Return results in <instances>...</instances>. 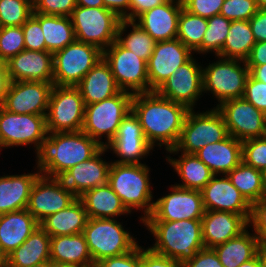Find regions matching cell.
Listing matches in <instances>:
<instances>
[{
	"label": "cell",
	"mask_w": 266,
	"mask_h": 267,
	"mask_svg": "<svg viewBox=\"0 0 266 267\" xmlns=\"http://www.w3.org/2000/svg\"><path fill=\"white\" fill-rule=\"evenodd\" d=\"M33 14V0H0V27L22 26Z\"/></svg>",
	"instance_id": "obj_42"
},
{
	"label": "cell",
	"mask_w": 266,
	"mask_h": 267,
	"mask_svg": "<svg viewBox=\"0 0 266 267\" xmlns=\"http://www.w3.org/2000/svg\"><path fill=\"white\" fill-rule=\"evenodd\" d=\"M245 62L247 65L266 64V41L256 42Z\"/></svg>",
	"instance_id": "obj_56"
},
{
	"label": "cell",
	"mask_w": 266,
	"mask_h": 267,
	"mask_svg": "<svg viewBox=\"0 0 266 267\" xmlns=\"http://www.w3.org/2000/svg\"><path fill=\"white\" fill-rule=\"evenodd\" d=\"M118 87L132 94L149 92L147 62L116 40L103 51Z\"/></svg>",
	"instance_id": "obj_13"
},
{
	"label": "cell",
	"mask_w": 266,
	"mask_h": 267,
	"mask_svg": "<svg viewBox=\"0 0 266 267\" xmlns=\"http://www.w3.org/2000/svg\"><path fill=\"white\" fill-rule=\"evenodd\" d=\"M104 8L113 11L120 19L129 20V0H103Z\"/></svg>",
	"instance_id": "obj_57"
},
{
	"label": "cell",
	"mask_w": 266,
	"mask_h": 267,
	"mask_svg": "<svg viewBox=\"0 0 266 267\" xmlns=\"http://www.w3.org/2000/svg\"><path fill=\"white\" fill-rule=\"evenodd\" d=\"M79 198L88 218L117 219L121 215L131 214L108 183L86 191Z\"/></svg>",
	"instance_id": "obj_33"
},
{
	"label": "cell",
	"mask_w": 266,
	"mask_h": 267,
	"mask_svg": "<svg viewBox=\"0 0 266 267\" xmlns=\"http://www.w3.org/2000/svg\"><path fill=\"white\" fill-rule=\"evenodd\" d=\"M83 234L95 266L105 258L123 255L138 245L137 238L117 219L88 218Z\"/></svg>",
	"instance_id": "obj_5"
},
{
	"label": "cell",
	"mask_w": 266,
	"mask_h": 267,
	"mask_svg": "<svg viewBox=\"0 0 266 267\" xmlns=\"http://www.w3.org/2000/svg\"><path fill=\"white\" fill-rule=\"evenodd\" d=\"M96 267H141V246L138 244L123 255L105 258Z\"/></svg>",
	"instance_id": "obj_51"
},
{
	"label": "cell",
	"mask_w": 266,
	"mask_h": 267,
	"mask_svg": "<svg viewBox=\"0 0 266 267\" xmlns=\"http://www.w3.org/2000/svg\"><path fill=\"white\" fill-rule=\"evenodd\" d=\"M263 180H264V185L266 187V169L263 171Z\"/></svg>",
	"instance_id": "obj_66"
},
{
	"label": "cell",
	"mask_w": 266,
	"mask_h": 267,
	"mask_svg": "<svg viewBox=\"0 0 266 267\" xmlns=\"http://www.w3.org/2000/svg\"><path fill=\"white\" fill-rule=\"evenodd\" d=\"M170 193L154 202L152 213L143 221H178L202 219L205 213L200 190L174 185Z\"/></svg>",
	"instance_id": "obj_14"
},
{
	"label": "cell",
	"mask_w": 266,
	"mask_h": 267,
	"mask_svg": "<svg viewBox=\"0 0 266 267\" xmlns=\"http://www.w3.org/2000/svg\"><path fill=\"white\" fill-rule=\"evenodd\" d=\"M76 199L60 178L40 174L31 188L26 209L40 223L47 216L68 207Z\"/></svg>",
	"instance_id": "obj_17"
},
{
	"label": "cell",
	"mask_w": 266,
	"mask_h": 267,
	"mask_svg": "<svg viewBox=\"0 0 266 267\" xmlns=\"http://www.w3.org/2000/svg\"><path fill=\"white\" fill-rule=\"evenodd\" d=\"M255 0H225L222 4L220 15L228 20L249 21L257 12Z\"/></svg>",
	"instance_id": "obj_45"
},
{
	"label": "cell",
	"mask_w": 266,
	"mask_h": 267,
	"mask_svg": "<svg viewBox=\"0 0 266 267\" xmlns=\"http://www.w3.org/2000/svg\"><path fill=\"white\" fill-rule=\"evenodd\" d=\"M196 60L192 57L180 66L155 91L168 100L183 104L188 109H194L199 98L203 96L204 65L201 66Z\"/></svg>",
	"instance_id": "obj_16"
},
{
	"label": "cell",
	"mask_w": 266,
	"mask_h": 267,
	"mask_svg": "<svg viewBox=\"0 0 266 267\" xmlns=\"http://www.w3.org/2000/svg\"><path fill=\"white\" fill-rule=\"evenodd\" d=\"M216 108L224 118L229 135L237 140L266 136V114L244 98L226 100Z\"/></svg>",
	"instance_id": "obj_15"
},
{
	"label": "cell",
	"mask_w": 266,
	"mask_h": 267,
	"mask_svg": "<svg viewBox=\"0 0 266 267\" xmlns=\"http://www.w3.org/2000/svg\"><path fill=\"white\" fill-rule=\"evenodd\" d=\"M0 267H4V258L0 254Z\"/></svg>",
	"instance_id": "obj_65"
},
{
	"label": "cell",
	"mask_w": 266,
	"mask_h": 267,
	"mask_svg": "<svg viewBox=\"0 0 266 267\" xmlns=\"http://www.w3.org/2000/svg\"><path fill=\"white\" fill-rule=\"evenodd\" d=\"M55 267H82L77 265H63V266H55Z\"/></svg>",
	"instance_id": "obj_67"
},
{
	"label": "cell",
	"mask_w": 266,
	"mask_h": 267,
	"mask_svg": "<svg viewBox=\"0 0 266 267\" xmlns=\"http://www.w3.org/2000/svg\"><path fill=\"white\" fill-rule=\"evenodd\" d=\"M27 209L0 215V254L5 259L39 227Z\"/></svg>",
	"instance_id": "obj_26"
},
{
	"label": "cell",
	"mask_w": 266,
	"mask_h": 267,
	"mask_svg": "<svg viewBox=\"0 0 266 267\" xmlns=\"http://www.w3.org/2000/svg\"><path fill=\"white\" fill-rule=\"evenodd\" d=\"M84 104L101 102L118 94V87L109 64L101 58L95 66L87 72L84 78L76 85Z\"/></svg>",
	"instance_id": "obj_28"
},
{
	"label": "cell",
	"mask_w": 266,
	"mask_h": 267,
	"mask_svg": "<svg viewBox=\"0 0 266 267\" xmlns=\"http://www.w3.org/2000/svg\"><path fill=\"white\" fill-rule=\"evenodd\" d=\"M228 136L224 118L216 107L200 113L189 109L177 145L165 152L195 154L207 144L222 141Z\"/></svg>",
	"instance_id": "obj_6"
},
{
	"label": "cell",
	"mask_w": 266,
	"mask_h": 267,
	"mask_svg": "<svg viewBox=\"0 0 266 267\" xmlns=\"http://www.w3.org/2000/svg\"><path fill=\"white\" fill-rule=\"evenodd\" d=\"M43 31L46 51L54 54L75 40L72 20L69 16L45 15L33 12Z\"/></svg>",
	"instance_id": "obj_36"
},
{
	"label": "cell",
	"mask_w": 266,
	"mask_h": 267,
	"mask_svg": "<svg viewBox=\"0 0 266 267\" xmlns=\"http://www.w3.org/2000/svg\"><path fill=\"white\" fill-rule=\"evenodd\" d=\"M51 237L39 226L4 259V267H31L50 260Z\"/></svg>",
	"instance_id": "obj_31"
},
{
	"label": "cell",
	"mask_w": 266,
	"mask_h": 267,
	"mask_svg": "<svg viewBox=\"0 0 266 267\" xmlns=\"http://www.w3.org/2000/svg\"><path fill=\"white\" fill-rule=\"evenodd\" d=\"M149 181L150 168L146 163H117L111 160L108 184L130 213L133 210L143 212L140 221L152 213L154 206L152 183Z\"/></svg>",
	"instance_id": "obj_4"
},
{
	"label": "cell",
	"mask_w": 266,
	"mask_h": 267,
	"mask_svg": "<svg viewBox=\"0 0 266 267\" xmlns=\"http://www.w3.org/2000/svg\"><path fill=\"white\" fill-rule=\"evenodd\" d=\"M10 79L7 71V62L0 60V106H2Z\"/></svg>",
	"instance_id": "obj_58"
},
{
	"label": "cell",
	"mask_w": 266,
	"mask_h": 267,
	"mask_svg": "<svg viewBox=\"0 0 266 267\" xmlns=\"http://www.w3.org/2000/svg\"><path fill=\"white\" fill-rule=\"evenodd\" d=\"M75 0H33V12L45 15L71 16Z\"/></svg>",
	"instance_id": "obj_46"
},
{
	"label": "cell",
	"mask_w": 266,
	"mask_h": 267,
	"mask_svg": "<svg viewBox=\"0 0 266 267\" xmlns=\"http://www.w3.org/2000/svg\"><path fill=\"white\" fill-rule=\"evenodd\" d=\"M226 175L251 205L266 197V187L262 171L242 161Z\"/></svg>",
	"instance_id": "obj_37"
},
{
	"label": "cell",
	"mask_w": 266,
	"mask_h": 267,
	"mask_svg": "<svg viewBox=\"0 0 266 267\" xmlns=\"http://www.w3.org/2000/svg\"><path fill=\"white\" fill-rule=\"evenodd\" d=\"M133 94L121 90L101 102L85 105L82 132L105 147L116 135L122 119L131 111ZM106 137V141L102 138Z\"/></svg>",
	"instance_id": "obj_7"
},
{
	"label": "cell",
	"mask_w": 266,
	"mask_h": 267,
	"mask_svg": "<svg viewBox=\"0 0 266 267\" xmlns=\"http://www.w3.org/2000/svg\"><path fill=\"white\" fill-rule=\"evenodd\" d=\"M101 58L103 51L97 46L75 39L53 54V84L76 86Z\"/></svg>",
	"instance_id": "obj_10"
},
{
	"label": "cell",
	"mask_w": 266,
	"mask_h": 267,
	"mask_svg": "<svg viewBox=\"0 0 266 267\" xmlns=\"http://www.w3.org/2000/svg\"><path fill=\"white\" fill-rule=\"evenodd\" d=\"M76 5L84 7H104L103 0H75Z\"/></svg>",
	"instance_id": "obj_60"
},
{
	"label": "cell",
	"mask_w": 266,
	"mask_h": 267,
	"mask_svg": "<svg viewBox=\"0 0 266 267\" xmlns=\"http://www.w3.org/2000/svg\"><path fill=\"white\" fill-rule=\"evenodd\" d=\"M178 38L157 41L154 51L147 62L149 92L155 91L167 78L194 54Z\"/></svg>",
	"instance_id": "obj_20"
},
{
	"label": "cell",
	"mask_w": 266,
	"mask_h": 267,
	"mask_svg": "<svg viewBox=\"0 0 266 267\" xmlns=\"http://www.w3.org/2000/svg\"><path fill=\"white\" fill-rule=\"evenodd\" d=\"M249 227L257 236L260 243H266V197L254 202L251 205Z\"/></svg>",
	"instance_id": "obj_49"
},
{
	"label": "cell",
	"mask_w": 266,
	"mask_h": 267,
	"mask_svg": "<svg viewBox=\"0 0 266 267\" xmlns=\"http://www.w3.org/2000/svg\"><path fill=\"white\" fill-rule=\"evenodd\" d=\"M248 230L250 227L238 236L213 248L223 267H238L256 256L260 242L257 236Z\"/></svg>",
	"instance_id": "obj_35"
},
{
	"label": "cell",
	"mask_w": 266,
	"mask_h": 267,
	"mask_svg": "<svg viewBox=\"0 0 266 267\" xmlns=\"http://www.w3.org/2000/svg\"><path fill=\"white\" fill-rule=\"evenodd\" d=\"M141 246V267H182L175 259L159 255Z\"/></svg>",
	"instance_id": "obj_53"
},
{
	"label": "cell",
	"mask_w": 266,
	"mask_h": 267,
	"mask_svg": "<svg viewBox=\"0 0 266 267\" xmlns=\"http://www.w3.org/2000/svg\"><path fill=\"white\" fill-rule=\"evenodd\" d=\"M105 148L120 158L112 162L141 164V160L155 147L145 138L139 119L131 110L122 119L116 135Z\"/></svg>",
	"instance_id": "obj_18"
},
{
	"label": "cell",
	"mask_w": 266,
	"mask_h": 267,
	"mask_svg": "<svg viewBox=\"0 0 266 267\" xmlns=\"http://www.w3.org/2000/svg\"><path fill=\"white\" fill-rule=\"evenodd\" d=\"M249 24L255 41H266V9L258 8L256 14L249 20Z\"/></svg>",
	"instance_id": "obj_54"
},
{
	"label": "cell",
	"mask_w": 266,
	"mask_h": 267,
	"mask_svg": "<svg viewBox=\"0 0 266 267\" xmlns=\"http://www.w3.org/2000/svg\"><path fill=\"white\" fill-rule=\"evenodd\" d=\"M56 265L51 261H46L44 263H41V264H37V265H34V266H31V267H55Z\"/></svg>",
	"instance_id": "obj_63"
},
{
	"label": "cell",
	"mask_w": 266,
	"mask_h": 267,
	"mask_svg": "<svg viewBox=\"0 0 266 267\" xmlns=\"http://www.w3.org/2000/svg\"><path fill=\"white\" fill-rule=\"evenodd\" d=\"M128 27H132V30L125 34ZM116 41L146 62L152 55L156 44V41L138 23L128 19H121L117 28Z\"/></svg>",
	"instance_id": "obj_39"
},
{
	"label": "cell",
	"mask_w": 266,
	"mask_h": 267,
	"mask_svg": "<svg viewBox=\"0 0 266 267\" xmlns=\"http://www.w3.org/2000/svg\"><path fill=\"white\" fill-rule=\"evenodd\" d=\"M238 267H261V265H260L258 256L256 255L254 258H252L251 260L245 263H242Z\"/></svg>",
	"instance_id": "obj_62"
},
{
	"label": "cell",
	"mask_w": 266,
	"mask_h": 267,
	"mask_svg": "<svg viewBox=\"0 0 266 267\" xmlns=\"http://www.w3.org/2000/svg\"><path fill=\"white\" fill-rule=\"evenodd\" d=\"M84 114V100L76 86H53L46 113L48 133L81 131Z\"/></svg>",
	"instance_id": "obj_11"
},
{
	"label": "cell",
	"mask_w": 266,
	"mask_h": 267,
	"mask_svg": "<svg viewBox=\"0 0 266 267\" xmlns=\"http://www.w3.org/2000/svg\"><path fill=\"white\" fill-rule=\"evenodd\" d=\"M168 0H129V20H135L142 13L160 6Z\"/></svg>",
	"instance_id": "obj_55"
},
{
	"label": "cell",
	"mask_w": 266,
	"mask_h": 267,
	"mask_svg": "<svg viewBox=\"0 0 266 267\" xmlns=\"http://www.w3.org/2000/svg\"><path fill=\"white\" fill-rule=\"evenodd\" d=\"M182 267H223L213 248H203L195 256L184 262Z\"/></svg>",
	"instance_id": "obj_52"
},
{
	"label": "cell",
	"mask_w": 266,
	"mask_h": 267,
	"mask_svg": "<svg viewBox=\"0 0 266 267\" xmlns=\"http://www.w3.org/2000/svg\"><path fill=\"white\" fill-rule=\"evenodd\" d=\"M249 218L229 211H205L201 219L205 248H214L241 234L249 228Z\"/></svg>",
	"instance_id": "obj_23"
},
{
	"label": "cell",
	"mask_w": 266,
	"mask_h": 267,
	"mask_svg": "<svg viewBox=\"0 0 266 267\" xmlns=\"http://www.w3.org/2000/svg\"><path fill=\"white\" fill-rule=\"evenodd\" d=\"M50 260L56 266L96 267L83 233L51 237Z\"/></svg>",
	"instance_id": "obj_29"
},
{
	"label": "cell",
	"mask_w": 266,
	"mask_h": 267,
	"mask_svg": "<svg viewBox=\"0 0 266 267\" xmlns=\"http://www.w3.org/2000/svg\"><path fill=\"white\" fill-rule=\"evenodd\" d=\"M179 159H176L170 155H166V161L169 163L173 170L177 172L178 176L181 178L182 183H177L176 186L193 189L202 190L206 184L213 178L214 174L210 168H208L197 156L196 154L180 153Z\"/></svg>",
	"instance_id": "obj_34"
},
{
	"label": "cell",
	"mask_w": 266,
	"mask_h": 267,
	"mask_svg": "<svg viewBox=\"0 0 266 267\" xmlns=\"http://www.w3.org/2000/svg\"><path fill=\"white\" fill-rule=\"evenodd\" d=\"M47 136L46 115L16 114L0 106V149L33 144L36 152Z\"/></svg>",
	"instance_id": "obj_12"
},
{
	"label": "cell",
	"mask_w": 266,
	"mask_h": 267,
	"mask_svg": "<svg viewBox=\"0 0 266 267\" xmlns=\"http://www.w3.org/2000/svg\"><path fill=\"white\" fill-rule=\"evenodd\" d=\"M88 220L87 212L80 198L68 207L47 216L39 225L50 236L83 233Z\"/></svg>",
	"instance_id": "obj_32"
},
{
	"label": "cell",
	"mask_w": 266,
	"mask_h": 267,
	"mask_svg": "<svg viewBox=\"0 0 266 267\" xmlns=\"http://www.w3.org/2000/svg\"><path fill=\"white\" fill-rule=\"evenodd\" d=\"M183 8L182 1L168 0L139 15L138 23L156 42L177 38L178 19Z\"/></svg>",
	"instance_id": "obj_25"
},
{
	"label": "cell",
	"mask_w": 266,
	"mask_h": 267,
	"mask_svg": "<svg viewBox=\"0 0 266 267\" xmlns=\"http://www.w3.org/2000/svg\"><path fill=\"white\" fill-rule=\"evenodd\" d=\"M153 235L155 243L148 248L183 264L205 248L201 219L140 222Z\"/></svg>",
	"instance_id": "obj_3"
},
{
	"label": "cell",
	"mask_w": 266,
	"mask_h": 267,
	"mask_svg": "<svg viewBox=\"0 0 266 267\" xmlns=\"http://www.w3.org/2000/svg\"><path fill=\"white\" fill-rule=\"evenodd\" d=\"M242 161L259 171L266 169V136L242 141Z\"/></svg>",
	"instance_id": "obj_44"
},
{
	"label": "cell",
	"mask_w": 266,
	"mask_h": 267,
	"mask_svg": "<svg viewBox=\"0 0 266 267\" xmlns=\"http://www.w3.org/2000/svg\"><path fill=\"white\" fill-rule=\"evenodd\" d=\"M243 98L266 114V83L254 79L249 74L246 79Z\"/></svg>",
	"instance_id": "obj_48"
},
{
	"label": "cell",
	"mask_w": 266,
	"mask_h": 267,
	"mask_svg": "<svg viewBox=\"0 0 266 267\" xmlns=\"http://www.w3.org/2000/svg\"><path fill=\"white\" fill-rule=\"evenodd\" d=\"M75 39L107 49L115 40L121 19L104 7H84L77 5L70 16Z\"/></svg>",
	"instance_id": "obj_9"
},
{
	"label": "cell",
	"mask_w": 266,
	"mask_h": 267,
	"mask_svg": "<svg viewBox=\"0 0 266 267\" xmlns=\"http://www.w3.org/2000/svg\"><path fill=\"white\" fill-rule=\"evenodd\" d=\"M261 267H266V243H259L257 254Z\"/></svg>",
	"instance_id": "obj_61"
},
{
	"label": "cell",
	"mask_w": 266,
	"mask_h": 267,
	"mask_svg": "<svg viewBox=\"0 0 266 267\" xmlns=\"http://www.w3.org/2000/svg\"><path fill=\"white\" fill-rule=\"evenodd\" d=\"M53 82L10 81L2 107L16 114L46 115Z\"/></svg>",
	"instance_id": "obj_19"
},
{
	"label": "cell",
	"mask_w": 266,
	"mask_h": 267,
	"mask_svg": "<svg viewBox=\"0 0 266 267\" xmlns=\"http://www.w3.org/2000/svg\"><path fill=\"white\" fill-rule=\"evenodd\" d=\"M206 29V18L192 14L182 8L178 19L177 38L187 46L193 54H201V44Z\"/></svg>",
	"instance_id": "obj_40"
},
{
	"label": "cell",
	"mask_w": 266,
	"mask_h": 267,
	"mask_svg": "<svg viewBox=\"0 0 266 267\" xmlns=\"http://www.w3.org/2000/svg\"><path fill=\"white\" fill-rule=\"evenodd\" d=\"M131 110L139 119L143 134L154 147L167 151L180 138L189 109L180 103L160 96L156 91L133 94Z\"/></svg>",
	"instance_id": "obj_1"
},
{
	"label": "cell",
	"mask_w": 266,
	"mask_h": 267,
	"mask_svg": "<svg viewBox=\"0 0 266 267\" xmlns=\"http://www.w3.org/2000/svg\"><path fill=\"white\" fill-rule=\"evenodd\" d=\"M36 171L0 177V215L27 208L31 188L41 174Z\"/></svg>",
	"instance_id": "obj_30"
},
{
	"label": "cell",
	"mask_w": 266,
	"mask_h": 267,
	"mask_svg": "<svg viewBox=\"0 0 266 267\" xmlns=\"http://www.w3.org/2000/svg\"><path fill=\"white\" fill-rule=\"evenodd\" d=\"M225 0H182L183 8L203 18L219 15Z\"/></svg>",
	"instance_id": "obj_50"
},
{
	"label": "cell",
	"mask_w": 266,
	"mask_h": 267,
	"mask_svg": "<svg viewBox=\"0 0 266 267\" xmlns=\"http://www.w3.org/2000/svg\"><path fill=\"white\" fill-rule=\"evenodd\" d=\"M231 20L222 15H214L207 19V29L201 44V54L213 53L218 56L229 32Z\"/></svg>",
	"instance_id": "obj_41"
},
{
	"label": "cell",
	"mask_w": 266,
	"mask_h": 267,
	"mask_svg": "<svg viewBox=\"0 0 266 267\" xmlns=\"http://www.w3.org/2000/svg\"><path fill=\"white\" fill-rule=\"evenodd\" d=\"M257 7L260 9H266V0H255Z\"/></svg>",
	"instance_id": "obj_64"
},
{
	"label": "cell",
	"mask_w": 266,
	"mask_h": 267,
	"mask_svg": "<svg viewBox=\"0 0 266 267\" xmlns=\"http://www.w3.org/2000/svg\"><path fill=\"white\" fill-rule=\"evenodd\" d=\"M103 146L82 131L48 133L35 152L42 175L60 177L71 167L92 158Z\"/></svg>",
	"instance_id": "obj_2"
},
{
	"label": "cell",
	"mask_w": 266,
	"mask_h": 267,
	"mask_svg": "<svg viewBox=\"0 0 266 267\" xmlns=\"http://www.w3.org/2000/svg\"><path fill=\"white\" fill-rule=\"evenodd\" d=\"M195 154L214 175H226L242 162V141L229 135L222 141L207 144Z\"/></svg>",
	"instance_id": "obj_27"
},
{
	"label": "cell",
	"mask_w": 266,
	"mask_h": 267,
	"mask_svg": "<svg viewBox=\"0 0 266 267\" xmlns=\"http://www.w3.org/2000/svg\"><path fill=\"white\" fill-rule=\"evenodd\" d=\"M217 57L216 62L202 67L203 94L211 93L220 105L229 99L243 98L249 69L244 60Z\"/></svg>",
	"instance_id": "obj_8"
},
{
	"label": "cell",
	"mask_w": 266,
	"mask_h": 267,
	"mask_svg": "<svg viewBox=\"0 0 266 267\" xmlns=\"http://www.w3.org/2000/svg\"><path fill=\"white\" fill-rule=\"evenodd\" d=\"M26 50L46 51V44L40 22L32 15L23 25Z\"/></svg>",
	"instance_id": "obj_47"
},
{
	"label": "cell",
	"mask_w": 266,
	"mask_h": 267,
	"mask_svg": "<svg viewBox=\"0 0 266 267\" xmlns=\"http://www.w3.org/2000/svg\"><path fill=\"white\" fill-rule=\"evenodd\" d=\"M249 74L256 80L266 83V64L247 65Z\"/></svg>",
	"instance_id": "obj_59"
},
{
	"label": "cell",
	"mask_w": 266,
	"mask_h": 267,
	"mask_svg": "<svg viewBox=\"0 0 266 267\" xmlns=\"http://www.w3.org/2000/svg\"><path fill=\"white\" fill-rule=\"evenodd\" d=\"M255 43L249 21H231L228 35L218 56L245 61Z\"/></svg>",
	"instance_id": "obj_38"
},
{
	"label": "cell",
	"mask_w": 266,
	"mask_h": 267,
	"mask_svg": "<svg viewBox=\"0 0 266 267\" xmlns=\"http://www.w3.org/2000/svg\"><path fill=\"white\" fill-rule=\"evenodd\" d=\"M25 50L22 26L0 27V60L9 61Z\"/></svg>",
	"instance_id": "obj_43"
},
{
	"label": "cell",
	"mask_w": 266,
	"mask_h": 267,
	"mask_svg": "<svg viewBox=\"0 0 266 267\" xmlns=\"http://www.w3.org/2000/svg\"><path fill=\"white\" fill-rule=\"evenodd\" d=\"M214 175L201 190L205 211H229L238 215H250L251 204L230 182L227 175Z\"/></svg>",
	"instance_id": "obj_22"
},
{
	"label": "cell",
	"mask_w": 266,
	"mask_h": 267,
	"mask_svg": "<svg viewBox=\"0 0 266 267\" xmlns=\"http://www.w3.org/2000/svg\"><path fill=\"white\" fill-rule=\"evenodd\" d=\"M7 71L10 81L53 82V54L25 49L7 61Z\"/></svg>",
	"instance_id": "obj_24"
},
{
	"label": "cell",
	"mask_w": 266,
	"mask_h": 267,
	"mask_svg": "<svg viewBox=\"0 0 266 267\" xmlns=\"http://www.w3.org/2000/svg\"><path fill=\"white\" fill-rule=\"evenodd\" d=\"M106 151L102 147L92 158L71 167L59 177L77 198L90 189L108 183L111 162L101 157Z\"/></svg>",
	"instance_id": "obj_21"
}]
</instances>
